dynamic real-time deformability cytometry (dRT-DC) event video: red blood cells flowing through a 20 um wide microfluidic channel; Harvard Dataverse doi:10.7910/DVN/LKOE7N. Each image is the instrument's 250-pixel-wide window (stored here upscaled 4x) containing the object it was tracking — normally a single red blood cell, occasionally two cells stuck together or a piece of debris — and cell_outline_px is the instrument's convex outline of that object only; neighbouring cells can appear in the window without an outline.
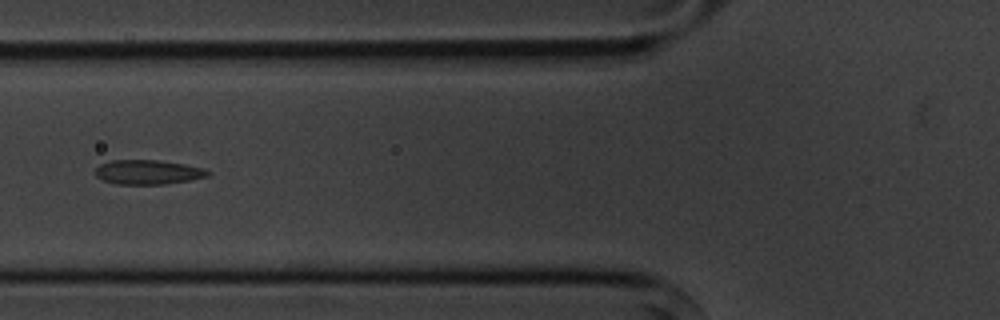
{"species": "common noctule bat (a hibernating species)", "species_latin": "Nyctalus noctula", "temperature_condition": "cold", "stored_images_in_passage": 6, "camera_frame_rate_fps": 3000, "um_per_image_px": 0.085, "animal": {"sex": "male", "body_mass_g": 20.1, "forearm_length_mm": 53.5}, "frame": {"image": 1, "passage_image": 4, "time_ms": 3.667, "image_size_px": [1000, 320], "cell_outline_px": [[212, 172], [208, 176], [188, 180], [164, 184], [116, 184], [104, 180], [96, 176], [92, 172], [100, 164], [112, 160], [160, 160], [184, 164], [204, 168]], "centroid_in_image_um": [12.56, 14.62], "position_along_channel_um": 113.2, "area_um2": 16.07}}
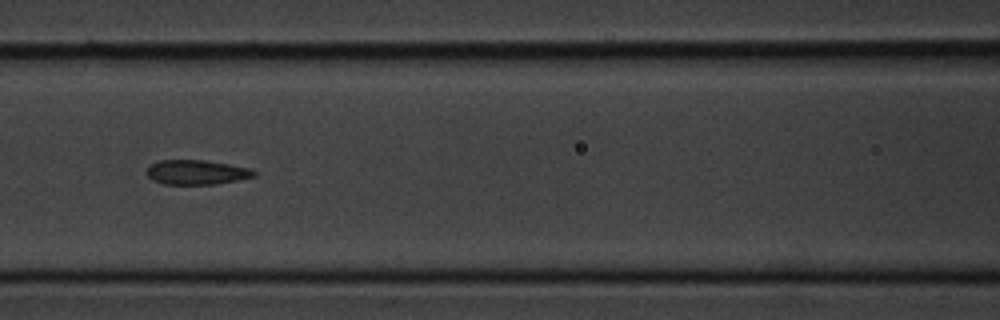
{"frame": {"image": 2, "passage_image": 5, "time_ms": 4.667, "image_size_px": [1000, 320], "cell_outline_px": [[256, 176], [216, 184], [164, 184], [152, 180], [148, 176], [148, 164], [160, 160], [204, 160], [252, 168], [256, 172]], "centroid_in_image_um": [16.71, 14.63], "position_along_channel_um": 149.9, "area_um2": 15.37}}
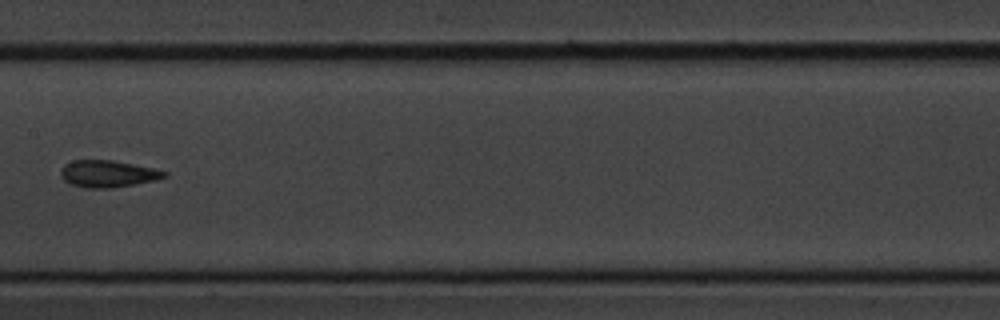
{"frame": {"image": 3, "passage_image": 6, "time_ms": 6.0, "image_size_px": [1000, 320], "cell_outline_px": [[168, 176], [152, 180], [112, 188], [84, 188], [72, 184], [64, 180], [60, 176], [60, 172], [64, 164], [72, 160], [112, 160], [152, 168], [168, 172]], "centroid_in_image_um": [9.11, 14.76], "position_along_channel_um": 198.3, "area_um2": 16.07}}